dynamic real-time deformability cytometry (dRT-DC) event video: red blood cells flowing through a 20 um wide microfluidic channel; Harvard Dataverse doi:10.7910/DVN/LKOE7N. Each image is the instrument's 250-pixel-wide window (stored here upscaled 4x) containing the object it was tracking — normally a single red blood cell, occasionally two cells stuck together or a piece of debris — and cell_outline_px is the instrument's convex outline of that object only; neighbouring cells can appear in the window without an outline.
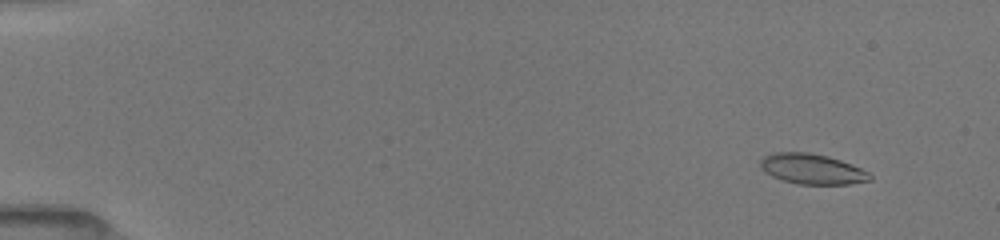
{"species": "common noctule bat (a hibernating species)", "species_latin": "Nyctalus noctula", "temperature_condition": "room temperature", "stored_images_in_passage": 16, "camera_frame_rate_fps": 3000, "um_per_image_px": 0.085, "animal": {"sex": "female", "body_mass_g": 19.5, "forearm_length_mm": 54.1}, "frame": {"image": 1, "passage_image": 2, "time_ms": 0.667, "image_size_px": [1000, 240], "cell_outline_px": [[872, 180], [848, 184], [796, 184], [780, 180], [764, 172], [760, 168], [760, 160], [764, 156], [772, 152], [808, 152], [828, 156], [840, 160], [860, 168], [868, 172], [872, 176]], "centroid_in_image_um": [68.98, 14.36], "position_along_channel_um": 16.0, "area_um2": 19.48}}
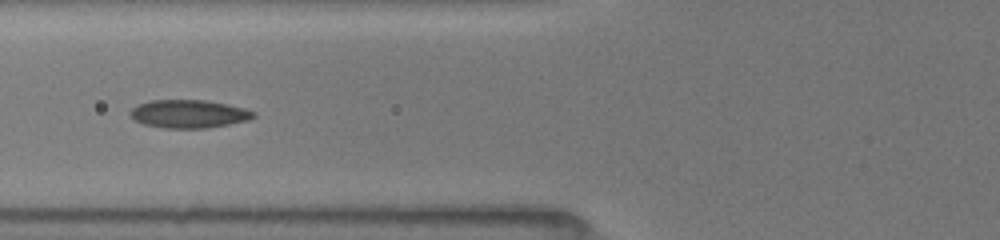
{"frame": {"image": 2, "passage_image": 12, "time_ms": 6.333, "image_size_px": [1000, 240], "cell_outline_px": [[256, 116], [248, 120], [228, 124], [204, 128], [164, 128], [144, 124], [136, 120], [128, 112], [132, 108], [140, 104], [152, 100], [208, 100], [228, 104], [244, 108], [256, 112]], "centroid_in_image_um": [16.08, 9.67], "position_along_channel_um": 109.7, "area_um2": 20.11}}
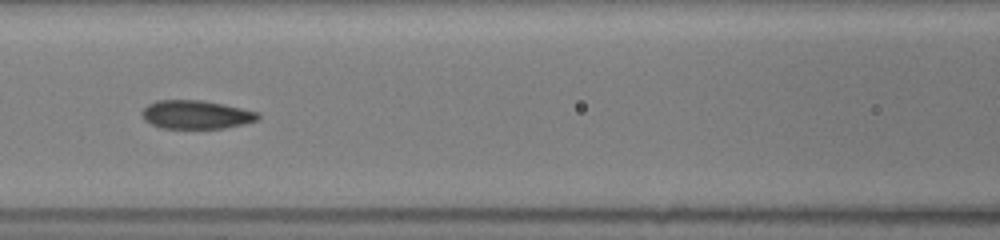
{"frame": {"image": 3, "passage_image": 14, "time_ms": 7.333, "image_size_px": [1000, 240], "cell_outline_px": [[260, 116], [256, 120], [244, 124], [224, 128], [160, 128], [144, 120], [140, 112], [148, 104], [156, 100], [200, 100], [224, 104], [260, 112]], "centroid_in_image_um": [16.66, 9.74], "position_along_channel_um": 149.9, "area_um2": 19.36}}